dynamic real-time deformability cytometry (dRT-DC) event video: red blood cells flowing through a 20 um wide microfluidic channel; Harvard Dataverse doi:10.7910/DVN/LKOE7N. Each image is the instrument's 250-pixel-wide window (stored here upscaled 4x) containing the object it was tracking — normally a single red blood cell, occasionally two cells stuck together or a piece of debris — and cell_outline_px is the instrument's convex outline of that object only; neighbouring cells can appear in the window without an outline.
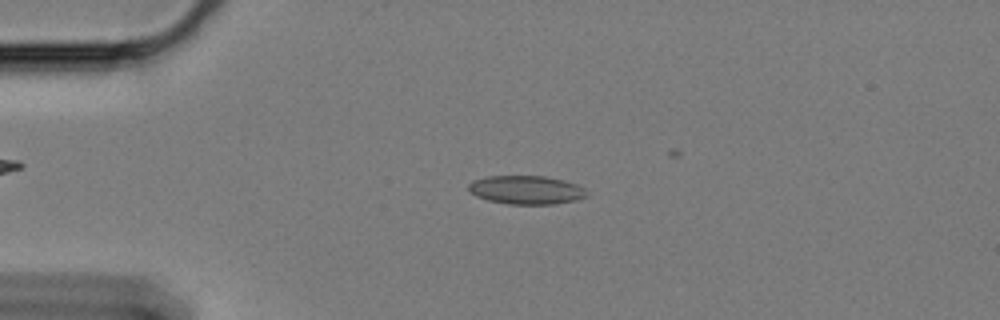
{"species": "Egyptian fruit bat (a non-hibernating species)", "species_latin": "Rousettus aegyptiacus", "temperature_condition": "cold", "stored_images_in_passage": 40, "camera_frame_rate_fps": 3000, "um_per_image_px": 0.085, "animal": {"sex": "female"}, "frame": {"image": 1, "passage_image": 13, "time_ms": 4.0, "image_size_px": [1000, 320], "cell_outline_px": [[588, 196], [576, 200], [552, 204], [508, 204], [488, 200], [476, 196], [468, 188], [468, 184], [472, 180], [488, 176], [544, 176], [564, 180], [576, 184], [584, 188], [588, 192]], "centroid_in_image_um": [44.74, 16.14], "position_along_channel_um": 40.3, "area_um2": 19.71}}
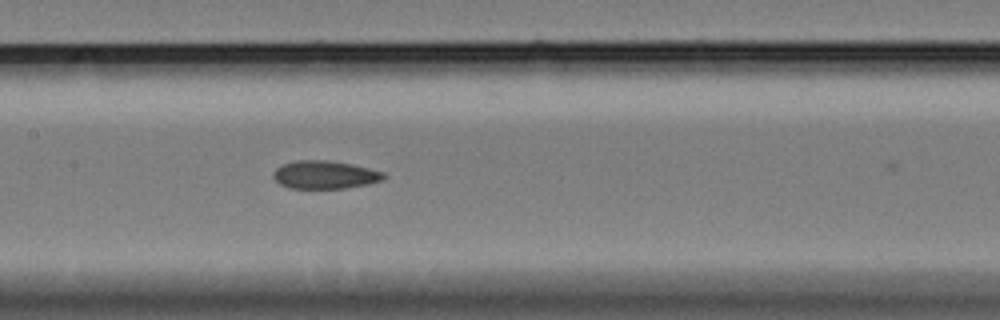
{"frame": {"image": 2, "passage_image": 28, "time_ms": 9.0, "image_size_px": [1000, 320], "cell_outline_px": [[388, 176], [380, 180], [368, 184], [344, 188], [288, 188], [280, 184], [272, 176], [272, 172], [280, 164], [296, 160], [328, 160], [352, 164], [384, 172]], "centroid_in_image_um": [27.58, 14.84], "position_along_channel_um": 179.8, "area_um2": 18.15}}
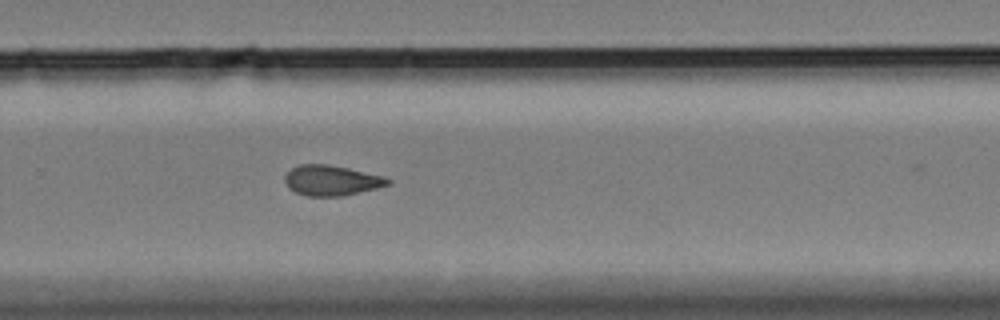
{"frame": {"image": 3, "passage_image": 39, "time_ms": 12.667, "image_size_px": [1000, 320], "cell_outline_px": [[392, 184], [344, 196], [308, 196], [296, 192], [288, 188], [284, 180], [284, 176], [292, 168], [300, 164], [328, 164], [348, 168], [384, 176], [392, 180]], "centroid_in_image_um": [28.19, 15.33], "position_along_channel_um": 301.6, "area_um2": 18.26}}